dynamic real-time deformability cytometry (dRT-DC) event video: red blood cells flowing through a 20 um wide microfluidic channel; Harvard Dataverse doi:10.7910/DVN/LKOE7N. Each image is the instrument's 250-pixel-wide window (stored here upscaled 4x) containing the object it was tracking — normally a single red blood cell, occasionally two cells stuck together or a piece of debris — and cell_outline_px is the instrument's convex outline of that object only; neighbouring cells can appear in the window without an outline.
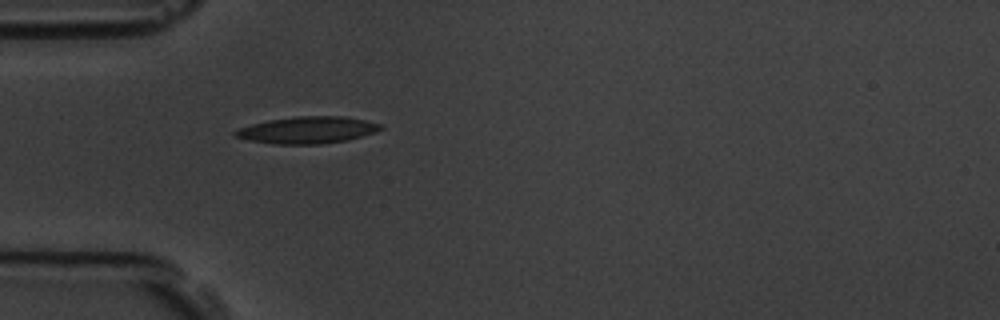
{"species": "common noctule bat (a hibernating species)", "species_latin": "Nyctalus noctula", "temperature_condition": "room temperature", "stored_images_in_passage": 1, "camera_frame_rate_fps": 3000, "um_per_image_px": 0.085, "animal": {"sex": "male", "body_mass_g": 19.5, "forearm_length_mm": 54.6}, "frame": {"image": 1, "passage_image": 1, "time_ms": 0.0, "image_size_px": [1000, 320], "cell_outline_px": [[384, 128], [376, 132], [348, 140], [320, 144], [276, 144], [248, 140], [232, 136], [232, 132], [240, 128], [252, 124], [268, 120], [296, 116], [344, 116], [364, 120], [380, 124]], "centroid_in_image_um": [26.12, 11.05], "position_along_channel_um": 58.9, "area_um2": 22.77}}